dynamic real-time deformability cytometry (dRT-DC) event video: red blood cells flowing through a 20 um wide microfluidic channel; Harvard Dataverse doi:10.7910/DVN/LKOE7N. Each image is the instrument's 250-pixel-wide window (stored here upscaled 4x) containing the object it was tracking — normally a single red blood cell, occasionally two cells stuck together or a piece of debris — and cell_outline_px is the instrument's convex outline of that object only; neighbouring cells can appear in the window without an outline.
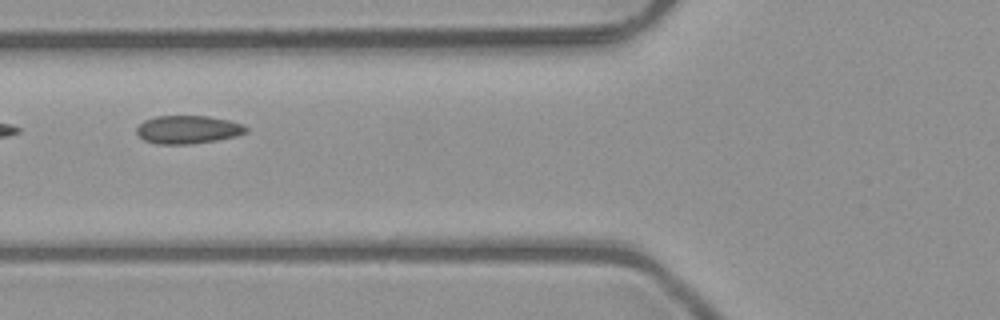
{"species": "common noctule bat (a hibernating species)", "species_latin": "Nyctalus noctula", "temperature_condition": "room temperature", "stored_images_in_passage": 3, "camera_frame_rate_fps": 3000, "um_per_image_px": 0.085, "animal": {"sex": "male", "body_mass_g": 23.1, "forearm_length_mm": 52.7}, "frame": {"image": 1, "passage_image": 2, "time_ms": 0.333, "image_size_px": [1000, 320], "cell_outline_px": [[248, 132], [236, 136], [216, 140], [188, 144], [156, 144], [144, 140], [136, 132], [136, 128], [144, 120], [156, 116], [208, 116], [228, 120], [244, 124], [248, 128]], "centroid_in_image_um": [15.98, 11.01], "position_along_channel_um": 109.8, "area_um2": 17.98}}
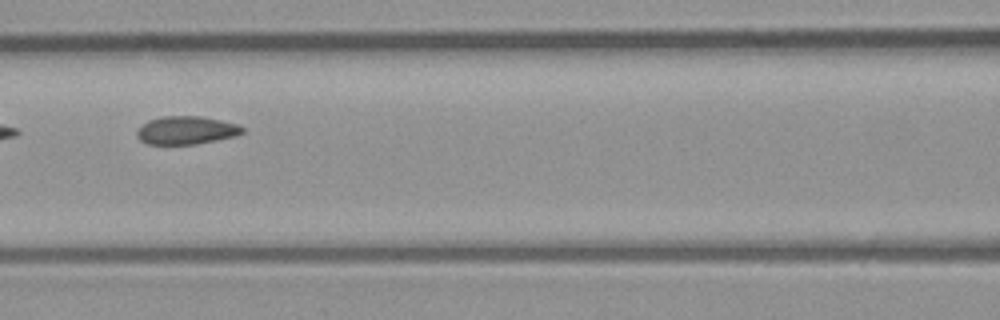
{"frame": {"image": 2, "passage_image": 3, "time_ms": 0.667, "image_size_px": [1000, 320], "cell_outline_px": [[244, 132], [236, 136], [196, 144], [148, 144], [140, 140], [136, 136], [136, 132], [148, 120], [164, 116], [200, 116], [240, 124], [244, 128]], "centroid_in_image_um": [15.86, 11.07], "position_along_channel_um": 150.7, "area_um2": 17.28}}